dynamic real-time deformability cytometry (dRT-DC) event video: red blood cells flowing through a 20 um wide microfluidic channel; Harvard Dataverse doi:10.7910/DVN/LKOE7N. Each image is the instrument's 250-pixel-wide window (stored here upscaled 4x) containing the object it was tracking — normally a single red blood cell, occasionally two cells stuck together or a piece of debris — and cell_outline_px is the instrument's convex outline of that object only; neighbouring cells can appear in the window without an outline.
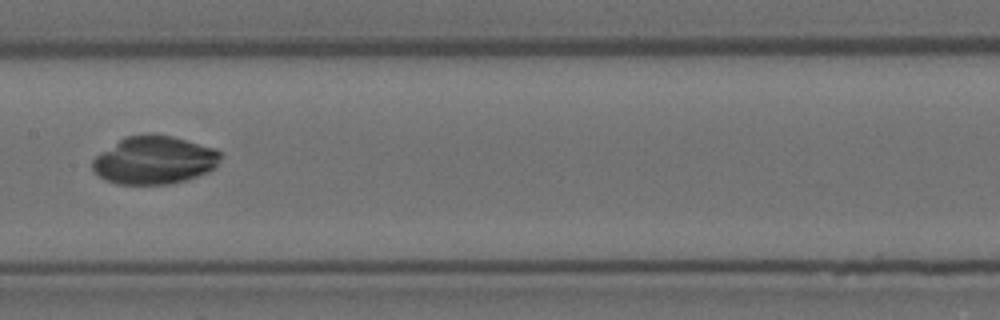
{"species": "Egyptian fruit bat (a non-hibernating species)", "species_latin": "Rousettus aegyptiacus", "temperature_condition": "room temperature", "stored_images_in_passage": 9, "camera_frame_rate_fps": 3000, "um_per_image_px": 0.085, "animal": {"sex": "female"}, "frame": {"image": 1, "passage_image": 8, "time_ms": 2.333, "image_size_px": [1000, 320], "cell_outline_px": [[220, 160], [216, 168], [208, 172], [184, 180], [168, 184], [116, 184], [104, 180], [92, 168], [92, 160], [100, 152], [124, 136], [148, 132], [172, 136], [216, 148], [220, 152]], "centroid_in_image_um": [13.1, 13.59], "position_along_channel_um": 194.3, "area_um2": 36.18}}
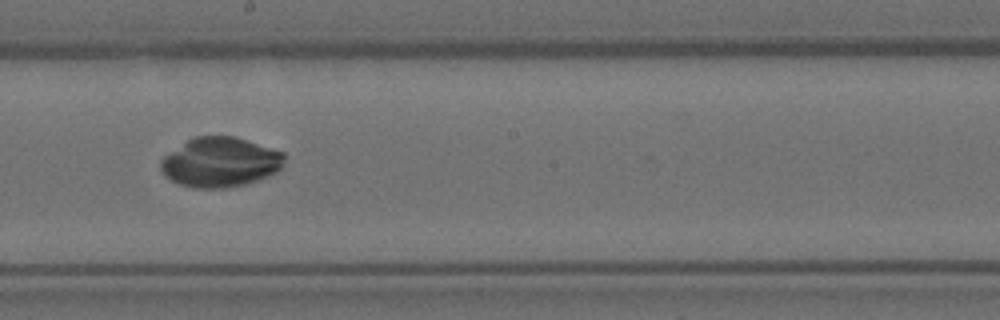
{"frame": {"image": 2, "passage_image": 9, "time_ms": 2.667, "image_size_px": [1000, 320], "cell_outline_px": [[284, 164], [276, 172], [260, 180], [244, 184], [224, 188], [196, 188], [180, 184], [164, 176], [160, 168], [160, 160], [164, 156], [188, 140], [196, 136], [236, 136], [284, 152]], "centroid_in_image_um": [18.73, 13.79], "position_along_channel_um": 229.5, "area_um2": 35.84}}